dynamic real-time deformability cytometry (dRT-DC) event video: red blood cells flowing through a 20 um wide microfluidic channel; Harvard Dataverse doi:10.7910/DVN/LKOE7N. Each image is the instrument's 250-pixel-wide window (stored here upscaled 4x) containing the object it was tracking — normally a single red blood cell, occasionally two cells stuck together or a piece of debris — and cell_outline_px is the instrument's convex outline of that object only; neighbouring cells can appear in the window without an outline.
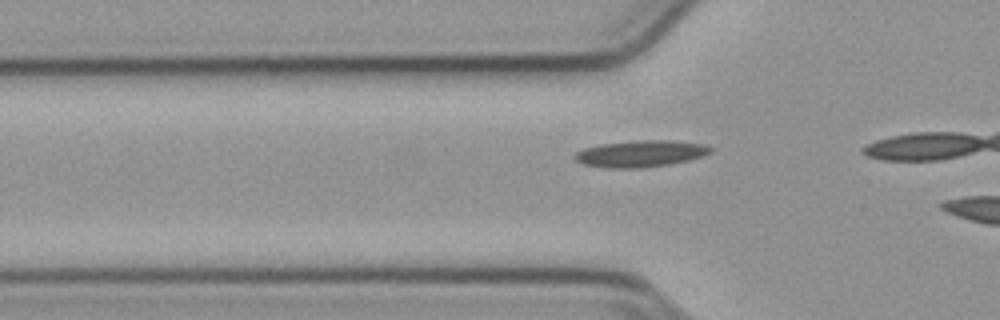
{"species": "common noctule bat (a hibernating species)", "species_latin": "Nyctalus noctula", "temperature_condition": "cold", "stored_images_in_passage": 13, "camera_frame_rate_fps": 3000, "um_per_image_px": 0.085, "animal": {"sex": "male", "body_mass_g": 23.1, "forearm_length_mm": 52.7}, "frame": {"image": 1, "passage_image": 11, "time_ms": 3.333, "image_size_px": [1000, 320], "cell_outline_px": [[712, 152], [688, 160], [668, 164], [640, 168], [608, 168], [584, 164], [576, 160], [572, 156], [576, 152], [584, 148], [600, 144], [640, 140], [672, 140], [704, 144], [712, 148]], "centroid_in_image_um": [54.43, 13.05], "position_along_channel_um": 71.4, "area_um2": 20.92}}